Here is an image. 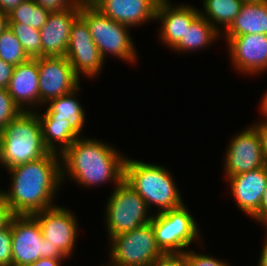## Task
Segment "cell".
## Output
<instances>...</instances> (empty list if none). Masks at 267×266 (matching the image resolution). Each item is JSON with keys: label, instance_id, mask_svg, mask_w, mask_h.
Here are the masks:
<instances>
[{"label": "cell", "instance_id": "6da1fadb", "mask_svg": "<svg viewBox=\"0 0 267 266\" xmlns=\"http://www.w3.org/2000/svg\"><path fill=\"white\" fill-rule=\"evenodd\" d=\"M61 155L46 156L6 169L11 175V189L2 196L14 215H33L56 206L53 200L62 187ZM57 191V192H56Z\"/></svg>", "mask_w": 267, "mask_h": 266}, {"label": "cell", "instance_id": "7a4b0ae2", "mask_svg": "<svg viewBox=\"0 0 267 266\" xmlns=\"http://www.w3.org/2000/svg\"><path fill=\"white\" fill-rule=\"evenodd\" d=\"M125 160L110 144L79 137L61 154L62 183L68 177L85 188L110 181L116 187L124 180Z\"/></svg>", "mask_w": 267, "mask_h": 266}, {"label": "cell", "instance_id": "3957f363", "mask_svg": "<svg viewBox=\"0 0 267 266\" xmlns=\"http://www.w3.org/2000/svg\"><path fill=\"white\" fill-rule=\"evenodd\" d=\"M124 181L145 200L149 210L153 205L160 213L185 204L172 174L164 166L126 157Z\"/></svg>", "mask_w": 267, "mask_h": 266}, {"label": "cell", "instance_id": "277c9868", "mask_svg": "<svg viewBox=\"0 0 267 266\" xmlns=\"http://www.w3.org/2000/svg\"><path fill=\"white\" fill-rule=\"evenodd\" d=\"M48 153L49 150L43 144L42 128L36 112H21L0 131L2 168L25 164Z\"/></svg>", "mask_w": 267, "mask_h": 266}, {"label": "cell", "instance_id": "5b68a950", "mask_svg": "<svg viewBox=\"0 0 267 266\" xmlns=\"http://www.w3.org/2000/svg\"><path fill=\"white\" fill-rule=\"evenodd\" d=\"M80 16L87 22L92 39L104 60L109 54L131 64L137 62L130 27L110 19L93 4H81Z\"/></svg>", "mask_w": 267, "mask_h": 266}, {"label": "cell", "instance_id": "8992f818", "mask_svg": "<svg viewBox=\"0 0 267 266\" xmlns=\"http://www.w3.org/2000/svg\"><path fill=\"white\" fill-rule=\"evenodd\" d=\"M193 217L184 204L179 208L152 213L150 224L157 246L165 255H182L193 241L201 244L200 229Z\"/></svg>", "mask_w": 267, "mask_h": 266}, {"label": "cell", "instance_id": "52a82bcc", "mask_svg": "<svg viewBox=\"0 0 267 266\" xmlns=\"http://www.w3.org/2000/svg\"><path fill=\"white\" fill-rule=\"evenodd\" d=\"M106 202L105 224L110 238L150 223L145 200L124 180L114 187Z\"/></svg>", "mask_w": 267, "mask_h": 266}, {"label": "cell", "instance_id": "ba28073f", "mask_svg": "<svg viewBox=\"0 0 267 266\" xmlns=\"http://www.w3.org/2000/svg\"><path fill=\"white\" fill-rule=\"evenodd\" d=\"M111 266H153L165 254L157 246L150 223L108 240Z\"/></svg>", "mask_w": 267, "mask_h": 266}, {"label": "cell", "instance_id": "9c48e42d", "mask_svg": "<svg viewBox=\"0 0 267 266\" xmlns=\"http://www.w3.org/2000/svg\"><path fill=\"white\" fill-rule=\"evenodd\" d=\"M12 266L32 264L40 258L67 257L43 238L39 222L32 215H14L11 220Z\"/></svg>", "mask_w": 267, "mask_h": 266}, {"label": "cell", "instance_id": "30bf717a", "mask_svg": "<svg viewBox=\"0 0 267 266\" xmlns=\"http://www.w3.org/2000/svg\"><path fill=\"white\" fill-rule=\"evenodd\" d=\"M39 73V106L71 93L80 86V80L65 56L37 58Z\"/></svg>", "mask_w": 267, "mask_h": 266}, {"label": "cell", "instance_id": "8fae6325", "mask_svg": "<svg viewBox=\"0 0 267 266\" xmlns=\"http://www.w3.org/2000/svg\"><path fill=\"white\" fill-rule=\"evenodd\" d=\"M225 177L238 175L267 165L258 131L254 125L246 127L231 138L224 155Z\"/></svg>", "mask_w": 267, "mask_h": 266}, {"label": "cell", "instance_id": "7c38bea8", "mask_svg": "<svg viewBox=\"0 0 267 266\" xmlns=\"http://www.w3.org/2000/svg\"><path fill=\"white\" fill-rule=\"evenodd\" d=\"M32 216L39 222L47 243L57 247L69 259L73 255L79 232L74 213L68 208L56 205L38 211Z\"/></svg>", "mask_w": 267, "mask_h": 266}, {"label": "cell", "instance_id": "4fadbf2b", "mask_svg": "<svg viewBox=\"0 0 267 266\" xmlns=\"http://www.w3.org/2000/svg\"><path fill=\"white\" fill-rule=\"evenodd\" d=\"M233 67L246 75L267 71V35L224 36ZM264 71V72H263Z\"/></svg>", "mask_w": 267, "mask_h": 266}, {"label": "cell", "instance_id": "5bb4252c", "mask_svg": "<svg viewBox=\"0 0 267 266\" xmlns=\"http://www.w3.org/2000/svg\"><path fill=\"white\" fill-rule=\"evenodd\" d=\"M81 4L62 11L50 12L39 30L42 56H65L70 41L71 26L80 15Z\"/></svg>", "mask_w": 267, "mask_h": 266}, {"label": "cell", "instance_id": "9a60e30c", "mask_svg": "<svg viewBox=\"0 0 267 266\" xmlns=\"http://www.w3.org/2000/svg\"><path fill=\"white\" fill-rule=\"evenodd\" d=\"M236 206L251 218L259 211L267 187V165L225 178Z\"/></svg>", "mask_w": 267, "mask_h": 266}, {"label": "cell", "instance_id": "2e32d148", "mask_svg": "<svg viewBox=\"0 0 267 266\" xmlns=\"http://www.w3.org/2000/svg\"><path fill=\"white\" fill-rule=\"evenodd\" d=\"M195 6L174 5L169 0H160L156 10V21L160 20L159 39L163 45L172 49L181 38H184L187 28L200 15Z\"/></svg>", "mask_w": 267, "mask_h": 266}, {"label": "cell", "instance_id": "e0dca14e", "mask_svg": "<svg viewBox=\"0 0 267 266\" xmlns=\"http://www.w3.org/2000/svg\"><path fill=\"white\" fill-rule=\"evenodd\" d=\"M7 90L22 112L40 111L37 58L14 66Z\"/></svg>", "mask_w": 267, "mask_h": 266}, {"label": "cell", "instance_id": "ac0fdd59", "mask_svg": "<svg viewBox=\"0 0 267 266\" xmlns=\"http://www.w3.org/2000/svg\"><path fill=\"white\" fill-rule=\"evenodd\" d=\"M160 0H97L93 5L110 19L128 27L156 21ZM150 21V22H149Z\"/></svg>", "mask_w": 267, "mask_h": 266}, {"label": "cell", "instance_id": "d6986e66", "mask_svg": "<svg viewBox=\"0 0 267 266\" xmlns=\"http://www.w3.org/2000/svg\"><path fill=\"white\" fill-rule=\"evenodd\" d=\"M223 32V36H241L255 33L267 35V1L243 3L240 13Z\"/></svg>", "mask_w": 267, "mask_h": 266}, {"label": "cell", "instance_id": "ffe728a7", "mask_svg": "<svg viewBox=\"0 0 267 266\" xmlns=\"http://www.w3.org/2000/svg\"><path fill=\"white\" fill-rule=\"evenodd\" d=\"M42 128V140L49 152L62 154L80 136L67 120L52 119L46 112L35 111ZM60 146V147H59ZM59 148V149H58Z\"/></svg>", "mask_w": 267, "mask_h": 266}, {"label": "cell", "instance_id": "44dd1931", "mask_svg": "<svg viewBox=\"0 0 267 266\" xmlns=\"http://www.w3.org/2000/svg\"><path fill=\"white\" fill-rule=\"evenodd\" d=\"M79 90L80 86L71 93L50 100L44 106L47 107L45 112L52 119L67 120L70 127L80 137H84L81 134L85 126L86 112L83 110L82 104L76 98Z\"/></svg>", "mask_w": 267, "mask_h": 266}, {"label": "cell", "instance_id": "7402d4cb", "mask_svg": "<svg viewBox=\"0 0 267 266\" xmlns=\"http://www.w3.org/2000/svg\"><path fill=\"white\" fill-rule=\"evenodd\" d=\"M221 33L218 32L203 16L199 15L187 28L184 38L172 48L174 52H191L202 50L208 45H212Z\"/></svg>", "mask_w": 267, "mask_h": 266}, {"label": "cell", "instance_id": "603a6c76", "mask_svg": "<svg viewBox=\"0 0 267 266\" xmlns=\"http://www.w3.org/2000/svg\"><path fill=\"white\" fill-rule=\"evenodd\" d=\"M202 2L204 10H199L200 15L222 34L223 29L226 30L240 13L243 5L241 0H203Z\"/></svg>", "mask_w": 267, "mask_h": 266}, {"label": "cell", "instance_id": "cb8c5ba5", "mask_svg": "<svg viewBox=\"0 0 267 266\" xmlns=\"http://www.w3.org/2000/svg\"><path fill=\"white\" fill-rule=\"evenodd\" d=\"M65 57L79 78L83 75L93 80L105 66V60L97 47L67 48Z\"/></svg>", "mask_w": 267, "mask_h": 266}, {"label": "cell", "instance_id": "d4e9b609", "mask_svg": "<svg viewBox=\"0 0 267 266\" xmlns=\"http://www.w3.org/2000/svg\"><path fill=\"white\" fill-rule=\"evenodd\" d=\"M49 13V10L36 4L34 0H26L8 14V23H22L40 30Z\"/></svg>", "mask_w": 267, "mask_h": 266}, {"label": "cell", "instance_id": "484cf974", "mask_svg": "<svg viewBox=\"0 0 267 266\" xmlns=\"http://www.w3.org/2000/svg\"><path fill=\"white\" fill-rule=\"evenodd\" d=\"M0 58L13 66L30 59L9 26L0 33Z\"/></svg>", "mask_w": 267, "mask_h": 266}, {"label": "cell", "instance_id": "4316f807", "mask_svg": "<svg viewBox=\"0 0 267 266\" xmlns=\"http://www.w3.org/2000/svg\"><path fill=\"white\" fill-rule=\"evenodd\" d=\"M30 59L41 57L40 31L22 23H8Z\"/></svg>", "mask_w": 267, "mask_h": 266}, {"label": "cell", "instance_id": "83f0119b", "mask_svg": "<svg viewBox=\"0 0 267 266\" xmlns=\"http://www.w3.org/2000/svg\"><path fill=\"white\" fill-rule=\"evenodd\" d=\"M97 47L87 22L79 15L71 26L68 48Z\"/></svg>", "mask_w": 267, "mask_h": 266}, {"label": "cell", "instance_id": "f1b7e54d", "mask_svg": "<svg viewBox=\"0 0 267 266\" xmlns=\"http://www.w3.org/2000/svg\"><path fill=\"white\" fill-rule=\"evenodd\" d=\"M21 112L8 90L0 89V131Z\"/></svg>", "mask_w": 267, "mask_h": 266}, {"label": "cell", "instance_id": "f546056e", "mask_svg": "<svg viewBox=\"0 0 267 266\" xmlns=\"http://www.w3.org/2000/svg\"><path fill=\"white\" fill-rule=\"evenodd\" d=\"M182 256L185 258L188 266H230L229 263H226L223 260L207 254H200L194 249H188Z\"/></svg>", "mask_w": 267, "mask_h": 266}, {"label": "cell", "instance_id": "4dcf8cb0", "mask_svg": "<svg viewBox=\"0 0 267 266\" xmlns=\"http://www.w3.org/2000/svg\"><path fill=\"white\" fill-rule=\"evenodd\" d=\"M0 266H12L11 224L0 231Z\"/></svg>", "mask_w": 267, "mask_h": 266}, {"label": "cell", "instance_id": "1f68e13d", "mask_svg": "<svg viewBox=\"0 0 267 266\" xmlns=\"http://www.w3.org/2000/svg\"><path fill=\"white\" fill-rule=\"evenodd\" d=\"M34 2L50 12L66 10L79 4L78 0H34Z\"/></svg>", "mask_w": 267, "mask_h": 266}, {"label": "cell", "instance_id": "d6a6232c", "mask_svg": "<svg viewBox=\"0 0 267 266\" xmlns=\"http://www.w3.org/2000/svg\"><path fill=\"white\" fill-rule=\"evenodd\" d=\"M14 66L0 58V89H7L12 77Z\"/></svg>", "mask_w": 267, "mask_h": 266}, {"label": "cell", "instance_id": "836d02e7", "mask_svg": "<svg viewBox=\"0 0 267 266\" xmlns=\"http://www.w3.org/2000/svg\"><path fill=\"white\" fill-rule=\"evenodd\" d=\"M153 266H188L182 255H165Z\"/></svg>", "mask_w": 267, "mask_h": 266}, {"label": "cell", "instance_id": "e575fe53", "mask_svg": "<svg viewBox=\"0 0 267 266\" xmlns=\"http://www.w3.org/2000/svg\"><path fill=\"white\" fill-rule=\"evenodd\" d=\"M265 119H263L262 121H257L254 126L256 127L259 137H260V141H261V146H262V150H263V155L265 158V161L267 163V117H263Z\"/></svg>", "mask_w": 267, "mask_h": 266}, {"label": "cell", "instance_id": "d590c367", "mask_svg": "<svg viewBox=\"0 0 267 266\" xmlns=\"http://www.w3.org/2000/svg\"><path fill=\"white\" fill-rule=\"evenodd\" d=\"M13 216L14 214L7 206L2 196L0 198V231L5 229L10 224V220Z\"/></svg>", "mask_w": 267, "mask_h": 266}, {"label": "cell", "instance_id": "8d00e7d4", "mask_svg": "<svg viewBox=\"0 0 267 266\" xmlns=\"http://www.w3.org/2000/svg\"><path fill=\"white\" fill-rule=\"evenodd\" d=\"M267 227V187L262 197L259 211L251 218Z\"/></svg>", "mask_w": 267, "mask_h": 266}, {"label": "cell", "instance_id": "74e56055", "mask_svg": "<svg viewBox=\"0 0 267 266\" xmlns=\"http://www.w3.org/2000/svg\"><path fill=\"white\" fill-rule=\"evenodd\" d=\"M26 0H0V12L9 14L20 3Z\"/></svg>", "mask_w": 267, "mask_h": 266}, {"label": "cell", "instance_id": "f35d334b", "mask_svg": "<svg viewBox=\"0 0 267 266\" xmlns=\"http://www.w3.org/2000/svg\"><path fill=\"white\" fill-rule=\"evenodd\" d=\"M63 259H54V258H40L32 264L24 266H61Z\"/></svg>", "mask_w": 267, "mask_h": 266}, {"label": "cell", "instance_id": "ab89813d", "mask_svg": "<svg viewBox=\"0 0 267 266\" xmlns=\"http://www.w3.org/2000/svg\"><path fill=\"white\" fill-rule=\"evenodd\" d=\"M267 229V227L265 228ZM265 239H264V244L261 250V254H260V258H259V262L257 266H267V230H266V235H265Z\"/></svg>", "mask_w": 267, "mask_h": 266}, {"label": "cell", "instance_id": "60d3db41", "mask_svg": "<svg viewBox=\"0 0 267 266\" xmlns=\"http://www.w3.org/2000/svg\"><path fill=\"white\" fill-rule=\"evenodd\" d=\"M260 102L261 104L259 108H260V113H262L261 116L263 115V117H267V90L263 95L262 101Z\"/></svg>", "mask_w": 267, "mask_h": 266}, {"label": "cell", "instance_id": "b9f144b4", "mask_svg": "<svg viewBox=\"0 0 267 266\" xmlns=\"http://www.w3.org/2000/svg\"><path fill=\"white\" fill-rule=\"evenodd\" d=\"M8 27V14L0 12V33Z\"/></svg>", "mask_w": 267, "mask_h": 266}, {"label": "cell", "instance_id": "7bdbcfd3", "mask_svg": "<svg viewBox=\"0 0 267 266\" xmlns=\"http://www.w3.org/2000/svg\"><path fill=\"white\" fill-rule=\"evenodd\" d=\"M80 4H94L97 0H78Z\"/></svg>", "mask_w": 267, "mask_h": 266}, {"label": "cell", "instance_id": "ee69618b", "mask_svg": "<svg viewBox=\"0 0 267 266\" xmlns=\"http://www.w3.org/2000/svg\"><path fill=\"white\" fill-rule=\"evenodd\" d=\"M243 3H261L267 0H241Z\"/></svg>", "mask_w": 267, "mask_h": 266}, {"label": "cell", "instance_id": "f6af8a7d", "mask_svg": "<svg viewBox=\"0 0 267 266\" xmlns=\"http://www.w3.org/2000/svg\"><path fill=\"white\" fill-rule=\"evenodd\" d=\"M2 191H3V190L1 189V190H0V198L2 197Z\"/></svg>", "mask_w": 267, "mask_h": 266}]
</instances>
